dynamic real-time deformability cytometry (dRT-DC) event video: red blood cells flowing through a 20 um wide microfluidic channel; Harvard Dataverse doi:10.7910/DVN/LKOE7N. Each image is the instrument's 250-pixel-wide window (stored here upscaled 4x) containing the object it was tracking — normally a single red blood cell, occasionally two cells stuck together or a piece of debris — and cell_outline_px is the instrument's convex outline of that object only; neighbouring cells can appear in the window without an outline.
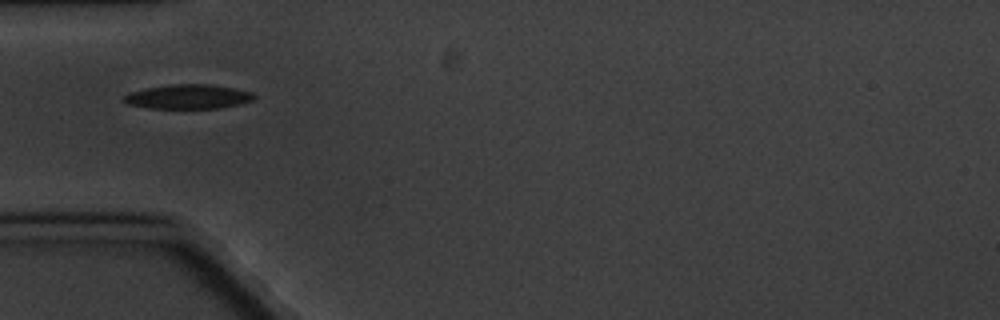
{"species": "common noctule bat (a hibernating species)", "species_latin": "Nyctalus noctula", "temperature_condition": "cold", "stored_images_in_passage": 4, "camera_frame_rate_fps": 3000, "um_per_image_px": 0.085, "animal": {"sex": "male", "body_mass_g": 20.1, "forearm_length_mm": 53.5}, "frame": {"image": 1, "passage_image": 1, "time_ms": 0.0, "image_size_px": [1000, 320], "cell_outline_px": [[256, 96], [252, 100], [240, 104], [220, 108], [148, 108], [128, 104], [120, 100], [128, 92], [168, 84], [212, 84], [252, 92]], "centroid_in_image_um": [15.96, 8.21], "position_along_channel_um": 69.0, "area_um2": 18.55}}